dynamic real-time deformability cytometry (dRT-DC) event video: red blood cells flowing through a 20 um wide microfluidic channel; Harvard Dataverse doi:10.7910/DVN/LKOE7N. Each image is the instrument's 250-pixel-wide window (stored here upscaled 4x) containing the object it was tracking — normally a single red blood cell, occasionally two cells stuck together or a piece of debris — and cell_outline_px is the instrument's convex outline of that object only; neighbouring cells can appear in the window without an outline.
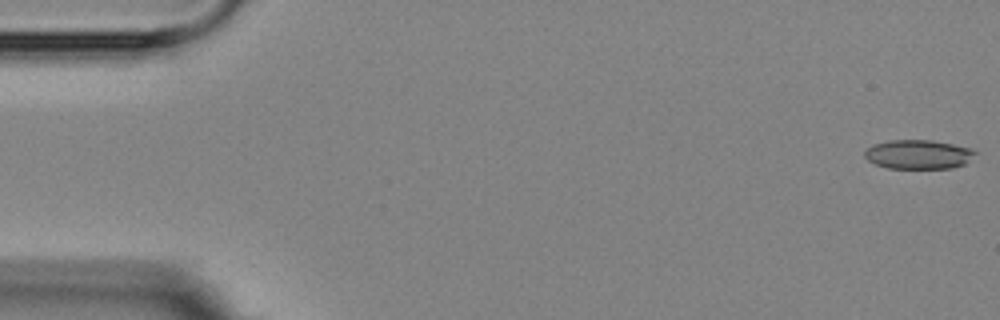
{"species": "Egyptian fruit bat (a non-hibernating species)", "species_latin": "Rousettus aegyptiacus", "temperature_condition": "room temperature", "stored_images_in_passage": 7, "camera_frame_rate_fps": 3000, "um_per_image_px": 0.085, "animal": {"sex": "female"}, "frame": {"image": 1, "passage_image": 1, "time_ms": 0.0, "image_size_px": [1000, 320], "cell_outline_px": [[976, 152], [964, 164], [952, 168], [888, 168], [876, 164], [868, 160], [864, 156], [864, 152], [872, 144], [888, 140], [932, 140], [972, 148]], "centroid_in_image_um": [78.03, 13.11], "position_along_channel_um": 7.0, "area_um2": 18.67}}
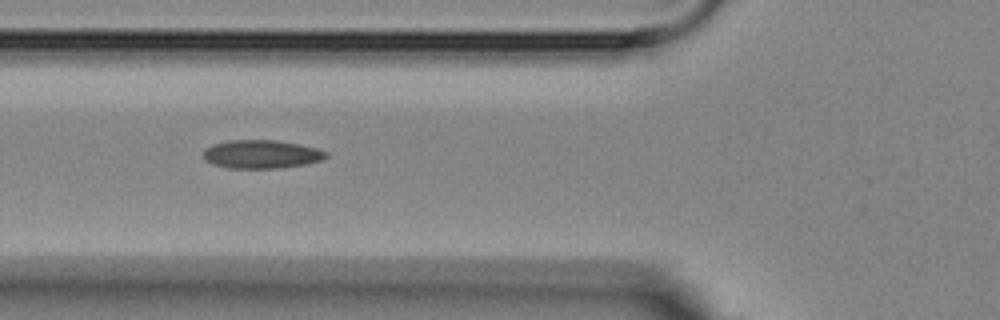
{"frame": {"image": 2, "passage_image": 6, "time_ms": 6.333, "image_size_px": [1000, 320], "cell_outline_px": [[328, 156], [320, 160], [304, 164], [280, 168], [228, 168], [212, 164], [204, 160], [204, 148], [212, 144], [228, 140], [276, 140], [300, 144], [316, 148], [328, 152]], "centroid_in_image_um": [22.19, 13.1], "position_along_channel_um": 103.6, "area_um2": 20.4}}
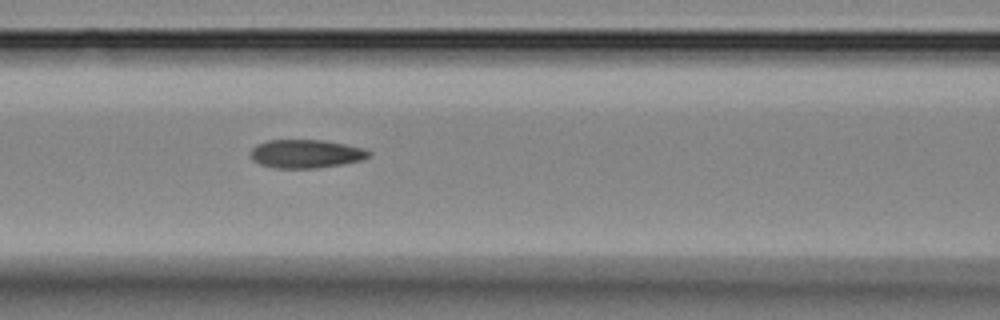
{"frame": {"image": 3, "passage_image": 7, "time_ms": 7.333, "image_size_px": [1000, 320], "cell_outline_px": [[372, 152], [368, 156], [360, 160], [344, 164], [316, 168], [276, 168], [260, 164], [252, 160], [252, 148], [256, 144], [268, 140], [324, 140], [364, 148]], "centroid_in_image_um": [26.0, 13.07], "position_along_channel_um": 140.6, "area_um2": 19.54}}